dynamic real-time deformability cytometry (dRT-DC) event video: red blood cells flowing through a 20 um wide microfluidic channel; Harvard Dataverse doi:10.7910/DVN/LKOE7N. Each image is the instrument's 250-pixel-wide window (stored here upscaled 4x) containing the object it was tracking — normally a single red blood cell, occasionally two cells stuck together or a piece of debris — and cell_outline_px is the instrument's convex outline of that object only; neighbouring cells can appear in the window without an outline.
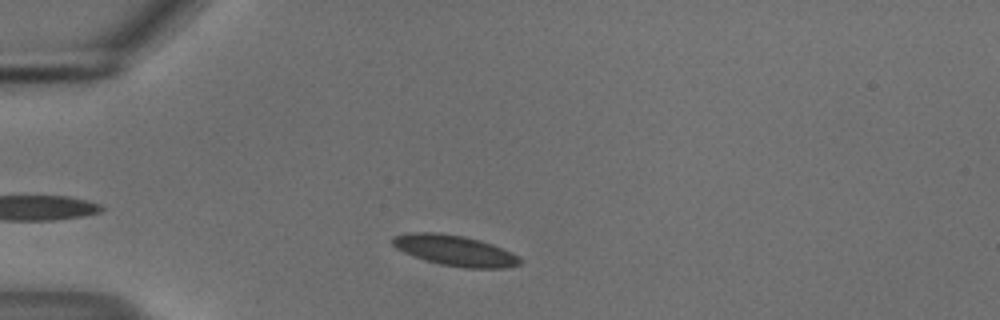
{"species": "common noctule bat (a hibernating species)", "species_latin": "Nyctalus noctula", "temperature_condition": "cold", "stored_images_in_passage": 37, "camera_frame_rate_fps": 3000, "um_per_image_px": 0.085, "animal": {"sex": "male", "body_mass_g": 18.8}, "frame": {"image": 1, "passage_image": 5, "time_ms": 1.333, "image_size_px": [1000, 320], "cell_outline_px": [[520, 264], [508, 268], [464, 268], [440, 264], [424, 260], [412, 256], [396, 248], [392, 244], [392, 236], [408, 232], [436, 232], [464, 236], [480, 240], [492, 244], [512, 252], [520, 256]], "centroid_in_image_um": [38.65, 21.29], "position_along_channel_um": 46.3, "area_um2": 22.95}}
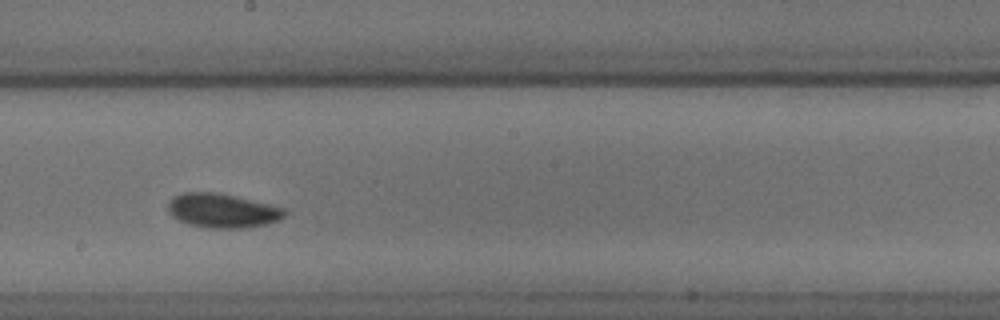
{"frame": {"image": 2, "passage_image": 22, "time_ms": 7.0, "image_size_px": [1000, 320], "cell_outline_px": [[288, 212], [280, 220], [268, 224], [248, 228], [204, 228], [188, 224], [172, 216], [168, 212], [168, 200], [172, 196], [184, 192], [216, 192], [236, 196], [284, 208]], "centroid_in_image_um": [18.89, 17.91], "position_along_channel_um": 229.3, "area_um2": 23.52}}
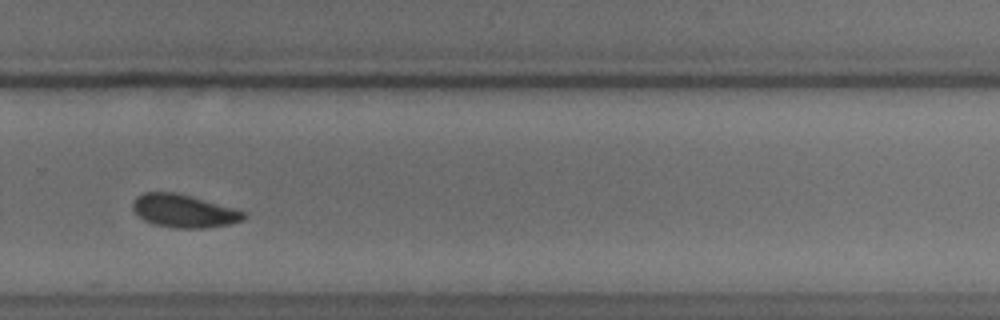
{"frame": {"image": 3, "passage_image": 29, "time_ms": 9.333, "image_size_px": [1000, 320], "cell_outline_px": [[248, 216], [244, 220], [228, 224], [204, 228], [176, 228], [152, 224], [136, 216], [132, 208], [132, 204], [136, 196], [144, 192], [172, 192], [188, 196], [248, 212]], "centroid_in_image_um": [15.6, 17.95], "position_along_channel_um": 314.2, "area_um2": 21.33}, "authors_computed_cell_mechanics": {"area_um2": 22.0218, "velocity_mm_per_s": 3.6458, "shape_relaxation_time_tau1_ms": 3.9422, "shape_relaxation_time_tau2_ms": 2.9868, "deformation_change_tau1": 0.1, "deformation_change_tau2": 0.0474}}